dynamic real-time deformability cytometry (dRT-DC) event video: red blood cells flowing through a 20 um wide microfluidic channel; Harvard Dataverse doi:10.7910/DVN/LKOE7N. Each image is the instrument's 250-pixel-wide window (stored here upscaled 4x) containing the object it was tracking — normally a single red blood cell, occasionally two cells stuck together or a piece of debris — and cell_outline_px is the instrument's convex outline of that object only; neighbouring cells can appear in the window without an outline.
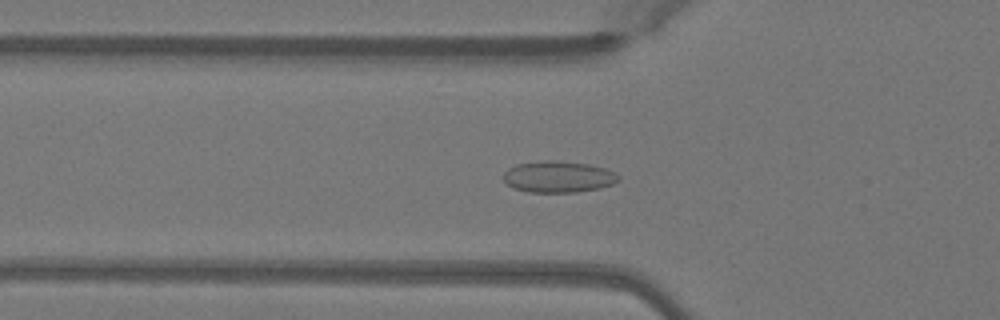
{"species": "Egyptian fruit bat (a non-hibernating species)", "species_latin": "Rousettus aegyptiacus", "temperature_condition": "warm", "stored_images_in_passage": 36, "camera_frame_rate_fps": 3000, "um_per_image_px": 0.085, "animal": {"sex": "female"}, "frame": {"image": 1, "passage_image": 5, "time_ms": 1.333, "image_size_px": [1000, 320], "cell_outline_px": [[620, 180], [612, 184], [600, 188], [576, 192], [528, 192], [512, 188], [504, 180], [504, 172], [508, 168], [516, 164], [544, 160], [556, 160], [588, 164], [604, 168], [616, 172], [620, 176]], "centroid_in_image_um": [47.46, 15.02], "position_along_channel_um": 78.3, "area_um2": 21.21}}
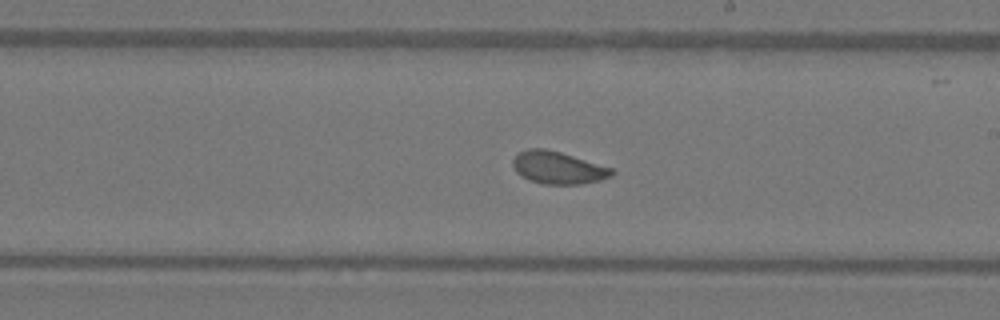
{"frame": {"image": 2, "passage_image": 17, "time_ms": 5.333, "image_size_px": [1000, 320], "cell_outline_px": [[616, 172], [612, 176], [600, 180], [580, 184], [544, 184], [528, 180], [516, 172], [512, 164], [512, 160], [520, 152], [528, 148], [544, 148], [560, 152], [612, 168]], "centroid_in_image_um": [47.43, 14.26], "position_along_channel_um": 241.6, "area_um2": 18.61}}
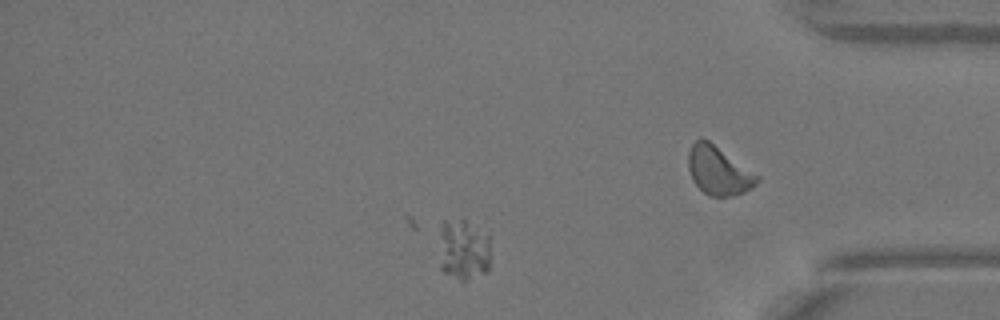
{"frame": {"image": 3, "passage_image": 27, "time_ms": 8.667, "image_size_px": [1000, 320], "cell_outline_px": [[488, 272], [468, 280], [460, 280], [444, 272], [440, 268], [440, 220], [468, 220], [488, 236]], "centroid_in_image_um": [39.36, 21.22], "position_along_channel_um": 395.8, "area_um2": 18.32}, "authors_computed_cell_mechanics": {"area_um2": 18.6405, "velocity_mm_per_s": 4.0584, "shape_relaxation_time_tau1_ms": 10.1307, "shape_relaxation_time_tau2_ms": 0.7061, "deformation_change_tau1": 0.1408, "deformation_change_tau2": 0.0424}}